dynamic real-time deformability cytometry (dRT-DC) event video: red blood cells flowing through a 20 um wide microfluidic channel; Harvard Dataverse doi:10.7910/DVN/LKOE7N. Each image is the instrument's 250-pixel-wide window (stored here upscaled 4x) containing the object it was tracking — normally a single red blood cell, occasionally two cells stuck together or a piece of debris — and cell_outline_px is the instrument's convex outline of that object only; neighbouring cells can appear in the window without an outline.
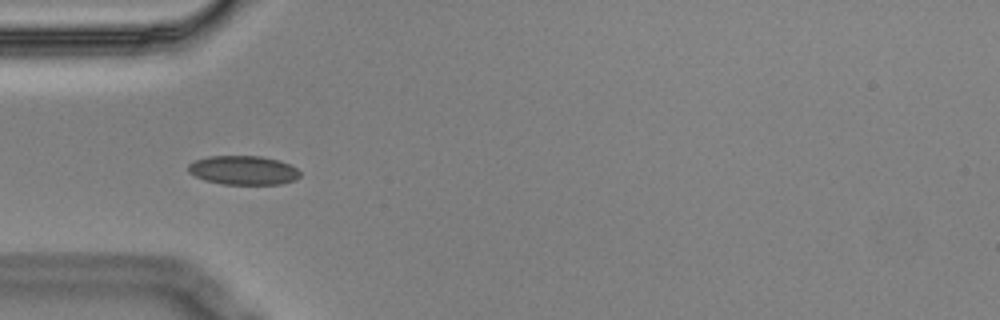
{"species": "Egyptian fruit bat (a non-hibernating species)", "species_latin": "Rousettus aegyptiacus", "temperature_condition": "cold", "stored_images_in_passage": 8, "camera_frame_rate_fps": 3000, "um_per_image_px": 0.085, "animal": {"sex": "male"}, "frame": {"image": 1, "passage_image": 3, "time_ms": 0.667, "image_size_px": [1000, 320], "cell_outline_px": [[300, 176], [296, 180], [280, 184], [224, 184], [204, 180], [188, 172], [188, 164], [196, 160], [208, 156], [260, 156], [280, 160], [296, 168], [300, 172]], "centroid_in_image_um": [20.69, 14.47], "position_along_channel_um": 64.3, "area_um2": 18.9}}
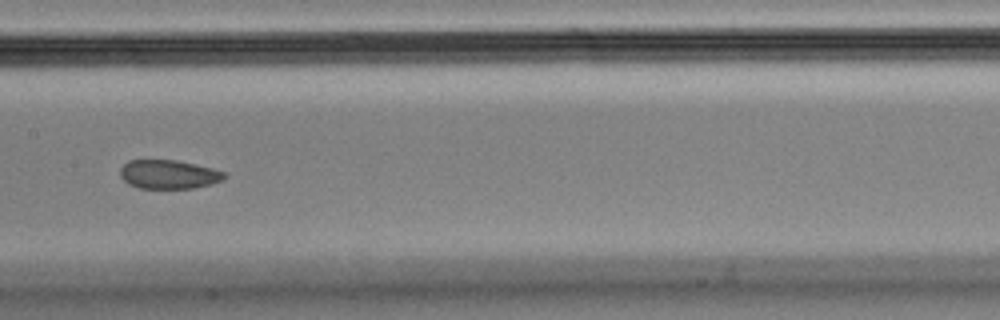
{"frame": {"image": 2, "passage_image": 6, "time_ms": 1.667, "image_size_px": [1000, 320], "cell_outline_px": [[228, 176], [224, 180], [212, 184], [196, 188], [140, 188], [128, 184], [120, 176], [120, 168], [128, 160], [176, 160], [196, 164], [212, 168], [224, 172]], "centroid_in_image_um": [14.36, 14.82], "position_along_channel_um": 193.0, "area_um2": 17.69}}
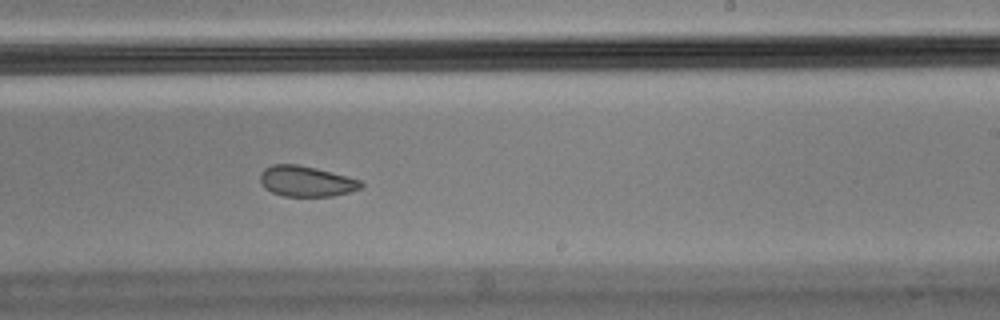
{"frame": {"image": 3, "passage_image": 8, "time_ms": 2.333, "image_size_px": [1000, 320], "cell_outline_px": [[364, 184], [360, 188], [348, 192], [332, 196], [284, 196], [272, 192], [264, 188], [260, 180], [260, 172], [264, 168], [272, 164], [296, 164], [316, 168], [360, 180]], "centroid_in_image_um": [25.98, 15.4], "position_along_channel_um": 263.0, "area_um2": 17.86}}